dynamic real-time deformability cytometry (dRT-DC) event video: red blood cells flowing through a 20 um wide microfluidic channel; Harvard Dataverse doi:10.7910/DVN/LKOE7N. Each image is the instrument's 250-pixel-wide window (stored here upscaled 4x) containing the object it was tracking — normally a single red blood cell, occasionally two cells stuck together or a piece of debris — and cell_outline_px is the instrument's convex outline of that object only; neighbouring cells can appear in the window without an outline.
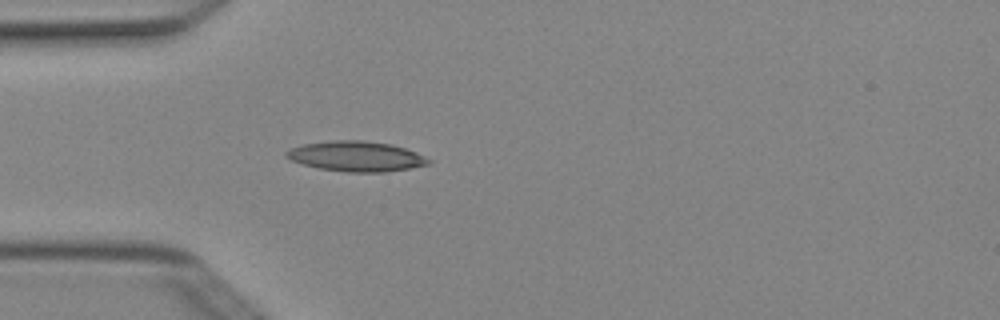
{"species": "Egyptian fruit bat (a non-hibernating species)", "species_latin": "Rousettus aegyptiacus", "temperature_condition": "cold", "stored_images_in_passage": 4, "camera_frame_rate_fps": 3000, "um_per_image_px": 0.085, "animal": {"sex": "female"}, "frame": {"image": 1, "passage_image": 4, "time_ms": 1.0, "image_size_px": [1000, 320], "cell_outline_px": [[432, 164], [384, 172], [348, 172], [320, 168], [304, 164], [292, 160], [284, 156], [284, 152], [292, 148], [304, 144], [336, 140], [364, 140], [392, 144], [416, 152], [432, 160]], "centroid_in_image_um": [30.31, 13.28], "position_along_channel_um": 54.7, "area_um2": 24.85}}